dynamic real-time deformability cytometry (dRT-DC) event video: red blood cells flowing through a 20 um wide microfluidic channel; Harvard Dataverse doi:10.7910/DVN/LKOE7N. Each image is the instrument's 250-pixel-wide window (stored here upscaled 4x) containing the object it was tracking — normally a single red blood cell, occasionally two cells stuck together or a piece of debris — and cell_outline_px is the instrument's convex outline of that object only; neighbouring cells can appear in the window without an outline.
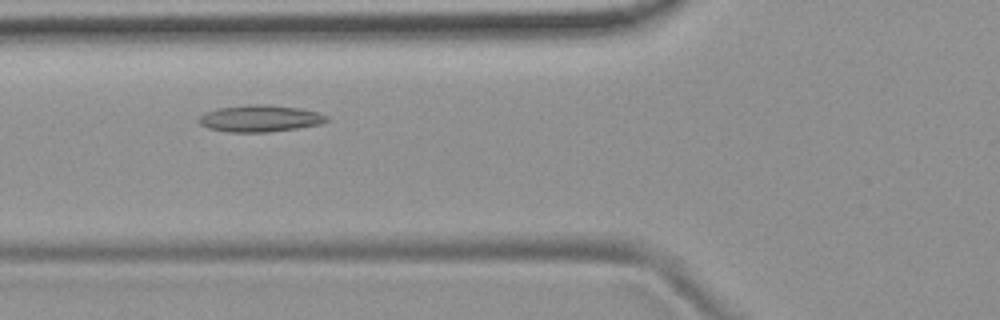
{"species": "common noctule bat (a hibernating species)", "species_latin": "Nyctalus noctula", "temperature_condition": "room temperature", "stored_images_in_passage": 45, "camera_frame_rate_fps": 3000, "um_per_image_px": 0.085, "animal": {"sex": "female", "body_mass_g": 19.9}, "frame": {"image": 1, "passage_image": 11, "time_ms": 3.333, "image_size_px": [1000, 320], "cell_outline_px": [[324, 120], [312, 124], [288, 128], [216, 128], [204, 124], [216, 112], [228, 108], [288, 108], [308, 112]], "centroid_in_image_um": [22.21, 10.06], "position_along_channel_um": 103.6, "area_um2": 14.05}}
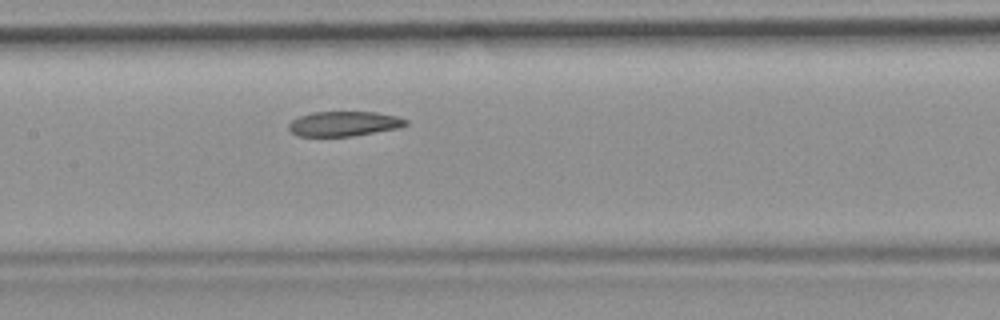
{"frame": {"image": 2, "passage_image": 17, "time_ms": 5.333, "image_size_px": [1000, 320], "cell_outline_px": [[404, 124], [388, 128], [368, 132], [344, 136], [304, 136], [296, 132], [292, 128], [292, 124], [296, 120], [304, 116], [324, 112], [364, 112], [388, 116], [404, 120]], "centroid_in_image_um": [29.16, 10.52], "position_along_channel_um": 178.2, "area_um2": 14.8}}
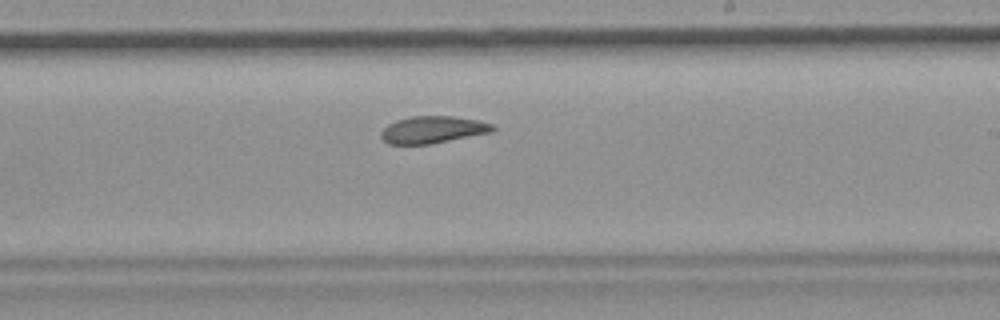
{"frame": {"image": 3, "passage_image": 23, "time_ms": 7.333, "image_size_px": [1000, 320], "cell_outline_px": [[492, 128], [484, 132], [424, 144], [392, 144], [384, 140], [384, 132], [392, 124], [404, 120], [424, 116], [440, 116], [468, 120], [488, 124]], "centroid_in_image_um": [36.69, 11.04], "position_along_channel_um": 252.3, "area_um2": 15.26}, "authors_computed_cell_mechanics": {"area_um2": 14.5656, "velocity_mm_per_s": 3.7283, "shape_relaxation_time_tau1_ms": null, "shape_relaxation_time_tau2_ms": 10.4563, "deformation_change_tau1": null, "deformation_change_tau2": 0.1557}}